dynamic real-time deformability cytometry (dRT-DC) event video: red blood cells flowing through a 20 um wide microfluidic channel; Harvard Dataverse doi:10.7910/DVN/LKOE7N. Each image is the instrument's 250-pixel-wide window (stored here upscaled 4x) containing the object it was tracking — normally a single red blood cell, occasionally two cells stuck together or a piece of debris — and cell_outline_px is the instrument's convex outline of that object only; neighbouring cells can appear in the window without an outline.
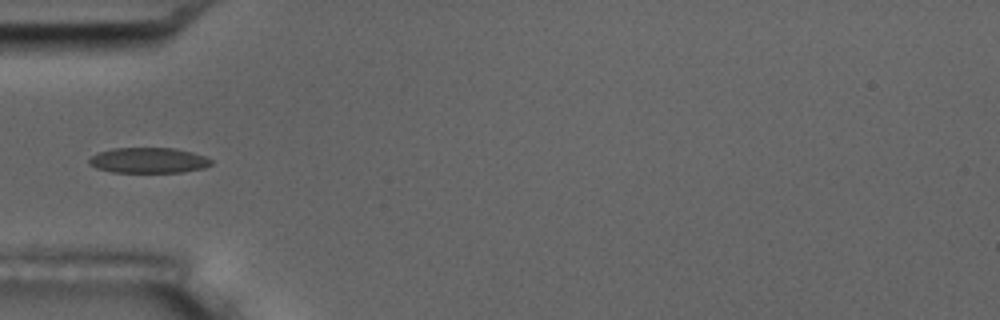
{"species": "common noctule bat (a hibernating species)", "species_latin": "Nyctalus noctula", "temperature_condition": "room temperature", "stored_images_in_passage": 8, "camera_frame_rate_fps": 3000, "um_per_image_px": 0.085, "animal": {"sex": "male", "body_mass_g": 17.5, "forearm_length_mm": 52.3}, "frame": {"image": 1, "passage_image": 6, "time_ms": 5.667, "image_size_px": [1000, 320], "cell_outline_px": [[212, 164], [204, 168], [184, 172], [112, 172], [96, 168], [88, 164], [88, 160], [96, 152], [112, 148], [176, 148], [192, 152], [204, 156], [212, 160]], "centroid_in_image_um": [12.6, 13.63], "position_along_channel_um": 72.4, "area_um2": 18.26}}